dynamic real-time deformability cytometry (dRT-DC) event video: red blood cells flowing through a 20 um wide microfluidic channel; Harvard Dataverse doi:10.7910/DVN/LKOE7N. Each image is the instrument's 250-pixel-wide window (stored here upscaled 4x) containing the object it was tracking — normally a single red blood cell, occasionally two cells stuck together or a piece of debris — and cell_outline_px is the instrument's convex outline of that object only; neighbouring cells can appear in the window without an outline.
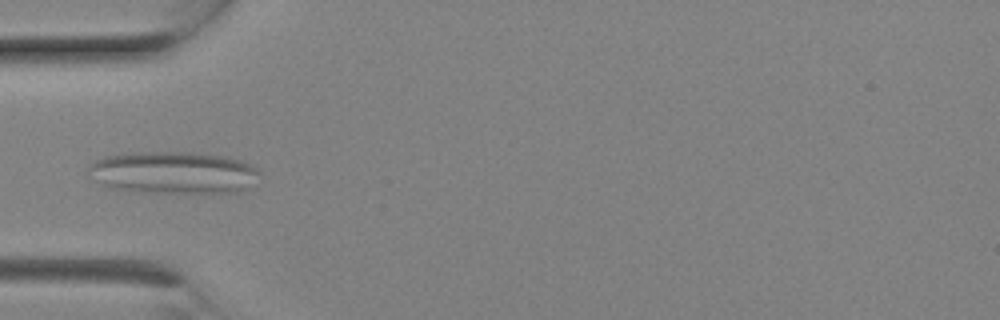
{"species": "Egyptian fruit bat (a non-hibernating species)", "species_latin": "Rousettus aegyptiacus", "temperature_condition": "room temperature", "stored_images_in_passage": 7, "camera_frame_rate_fps": 3000, "um_per_image_px": 0.085, "animal": {"sex": "female"}, "frame": {"image": 1, "passage_image": 6, "time_ms": 1.667, "image_size_px": [1000, 320], "cell_outline_px": [[260, 172], [240, 192], [136, 192], [112, 188], [88, 176], [88, 168], [96, 160], [104, 156], [132, 152], [192, 152], [228, 156], [244, 160], [260, 168]], "centroid_in_image_um": [14.73, 14.65], "position_along_channel_um": 70.3, "area_um2": 42.14}}